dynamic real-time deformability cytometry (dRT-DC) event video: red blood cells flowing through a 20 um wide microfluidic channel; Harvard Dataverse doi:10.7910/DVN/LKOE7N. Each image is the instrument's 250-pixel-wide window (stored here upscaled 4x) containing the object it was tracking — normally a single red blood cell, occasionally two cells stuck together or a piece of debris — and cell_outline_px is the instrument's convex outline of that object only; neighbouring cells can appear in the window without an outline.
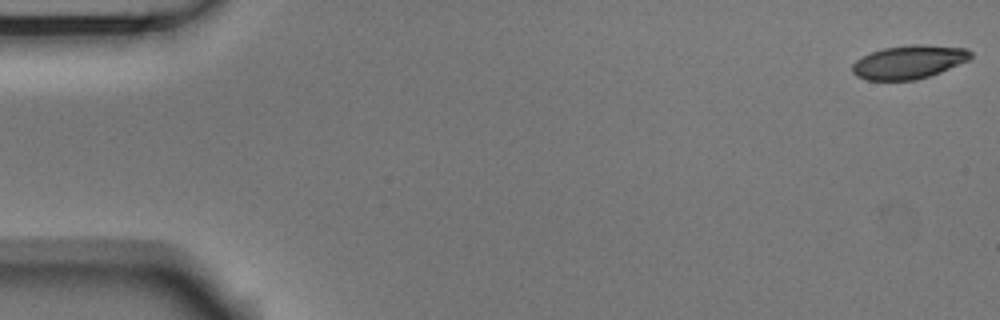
{"species": "Egyptian fruit bat (a non-hibernating species)", "species_latin": "Rousettus aegyptiacus", "temperature_condition": "room temperature", "stored_images_in_passage": 54, "camera_frame_rate_fps": 3000, "um_per_image_px": 0.085, "animal": {"sex": "male"}, "frame": {"image": 1, "passage_image": 1, "time_ms": 0.0, "image_size_px": [1000, 320], "cell_outline_px": [[972, 56], [968, 60], [940, 72], [916, 80], [868, 80], [856, 76], [852, 72], [852, 64], [856, 60], [872, 52], [884, 48], [912, 44], [924, 44], [964, 48], [972, 52]], "centroid_in_image_um": [77.24, 5.27], "position_along_channel_um": 7.8, "area_um2": 22.95}}
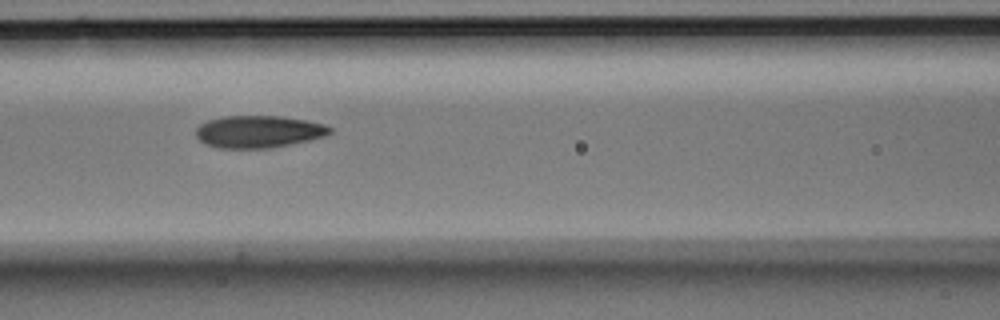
{"frame": {"image": 2, "passage_image": 23, "time_ms": 7.333, "image_size_px": [1000, 320], "cell_outline_px": [[332, 132], [324, 136], [308, 140], [268, 148], [220, 148], [204, 144], [196, 136], [196, 128], [200, 124], [208, 120], [220, 116], [280, 116], [308, 120], [324, 124], [332, 128]], "centroid_in_image_um": [21.95, 11.18], "position_along_channel_um": 144.6, "area_um2": 25.14}}
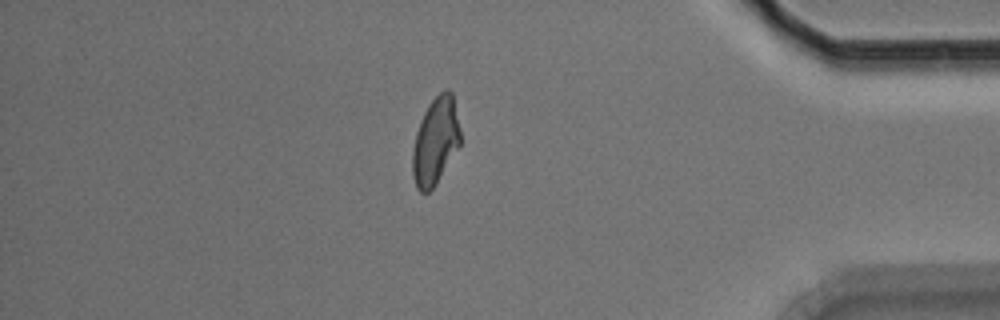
{"frame": {"image": 3, "passage_image": 46, "time_ms": 15.0, "image_size_px": [1000, 320], "cell_outline_px": [[460, 144], [436, 184], [428, 192], [420, 192], [416, 188], [412, 176], [412, 148], [416, 132], [420, 120], [428, 104], [444, 88], [448, 88], [452, 92], [460, 128]], "centroid_in_image_um": [36.99, 11.98], "position_along_channel_um": 398.2, "area_um2": 24.39}, "authors_computed_cell_mechanics": {"area_um2": 24.565, "velocity_mm_per_s": 3.7546, "shape_relaxation_time_tau1_ms": 5.0537, "shape_relaxation_time_tau2_ms": 1.7468, "deformation_change_tau1": 0.1574, "deformation_change_tau2": 0.0814}}